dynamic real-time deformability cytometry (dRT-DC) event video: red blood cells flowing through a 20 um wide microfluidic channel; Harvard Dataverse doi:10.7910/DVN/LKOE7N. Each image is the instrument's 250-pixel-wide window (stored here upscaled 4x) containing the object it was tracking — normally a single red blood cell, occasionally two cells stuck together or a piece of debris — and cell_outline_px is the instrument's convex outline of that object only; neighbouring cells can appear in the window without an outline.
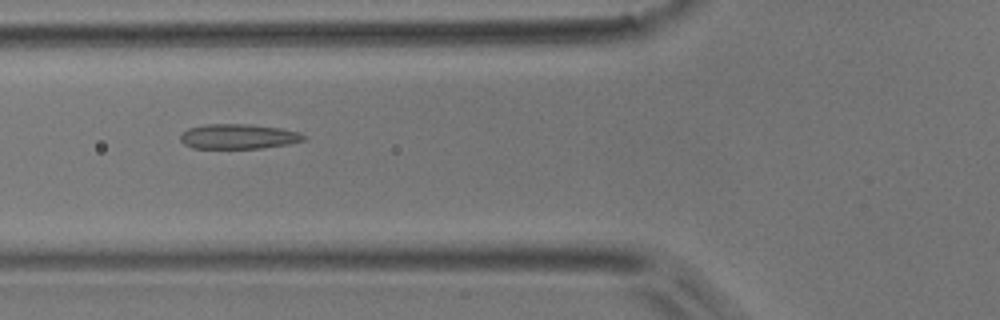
{"species": "common noctule bat (a hibernating species)", "species_latin": "Nyctalus noctula", "temperature_condition": "room temperature", "stored_images_in_passage": 39, "camera_frame_rate_fps": 3000, "um_per_image_px": 0.085, "animal": {"sex": "male", "body_mass_g": 17.9}, "frame": {"image": 1, "passage_image": 7, "time_ms": 2.0, "image_size_px": [1000, 320], "cell_outline_px": [[308, 136], [304, 140], [288, 144], [260, 148], [192, 148], [184, 144], [180, 140], [180, 136], [188, 128], [204, 124], [248, 124], [280, 128], [300, 132]], "centroid_in_image_um": [20.27, 11.6], "position_along_channel_um": 105.5, "area_um2": 17.92}}
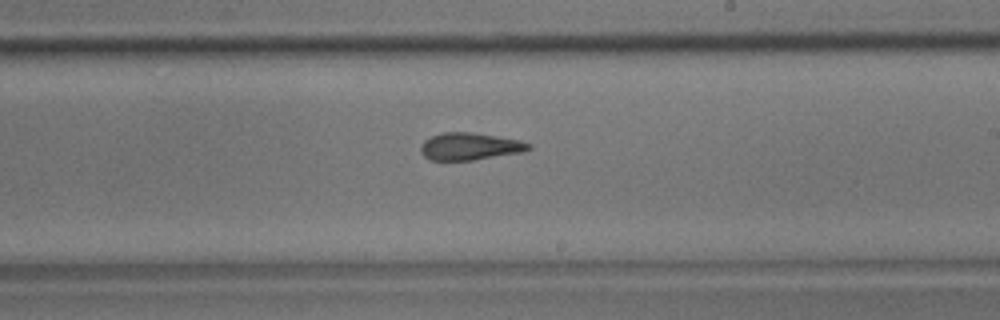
{"frame": {"image": 2, "passage_image": 18, "time_ms": 5.667, "image_size_px": [1000, 320], "cell_outline_px": [[532, 148], [524, 152], [472, 160], [428, 160], [420, 152], [420, 144], [424, 140], [440, 132], [472, 132], [520, 140], [532, 144]], "centroid_in_image_um": [39.92, 12.44], "position_along_channel_um": 249.1, "area_um2": 17.34}}
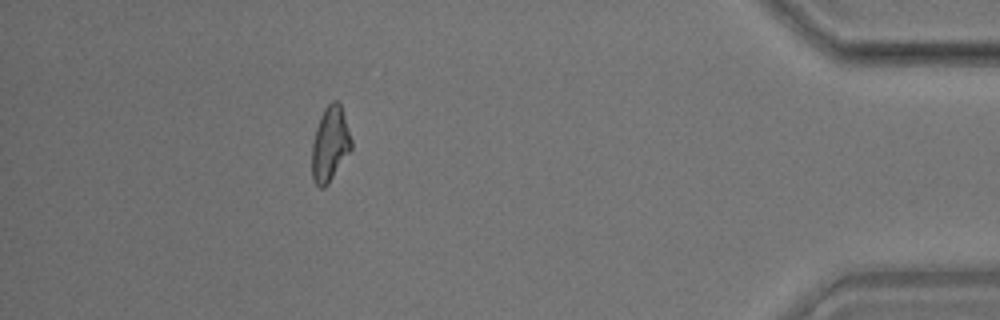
{"frame": {"image": 3, "passage_image": 34, "time_ms": 11.0, "image_size_px": [1000, 320], "cell_outline_px": [[352, 148], [328, 184], [324, 188], [320, 188], [312, 180], [312, 140], [320, 116], [324, 108], [332, 100], [336, 100], [340, 104], [352, 140]], "centroid_in_image_um": [28.04, 12.25], "position_along_channel_um": 407.2, "area_um2": 17.17}, "authors_computed_cell_mechanics": {"area_um2": 17.34, "velocity_mm_per_s": 3.9063, "shape_relaxation_time_tau1_ms": null, "shape_relaxation_time_tau2_ms": 1.7585, "deformation_change_tau1": null, "deformation_change_tau2": 0.0841}}